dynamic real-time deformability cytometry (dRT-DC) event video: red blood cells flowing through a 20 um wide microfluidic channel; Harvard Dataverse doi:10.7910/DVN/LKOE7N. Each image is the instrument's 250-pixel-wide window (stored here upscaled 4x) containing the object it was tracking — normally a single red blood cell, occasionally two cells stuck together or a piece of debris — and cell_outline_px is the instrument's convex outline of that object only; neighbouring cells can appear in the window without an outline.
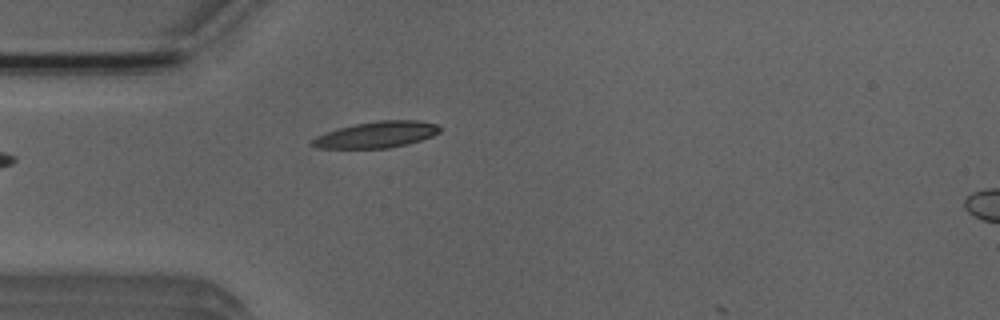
{"species": "Egyptian fruit bat (a non-hibernating species)", "species_latin": "Rousettus aegyptiacus", "temperature_condition": "room temperature", "stored_images_in_passage": 4, "camera_frame_rate_fps": 3000, "um_per_image_px": 0.085, "animal": {"sex": "male"}, "frame": {"image": 1, "passage_image": 3, "time_ms": 2.333, "image_size_px": [1000, 320], "cell_outline_px": [[440, 132], [432, 136], [408, 144], [388, 148], [320, 148], [312, 144], [312, 140], [316, 136], [340, 128], [356, 124], [376, 120], [416, 120], [436, 124], [440, 128]], "centroid_in_image_um": [32.05, 11.44], "position_along_channel_um": 53.0, "area_um2": 19.25}}